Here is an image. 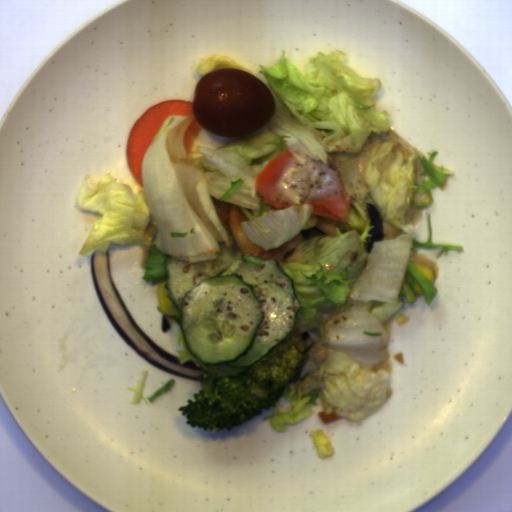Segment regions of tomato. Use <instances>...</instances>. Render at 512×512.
<instances>
[{
  "label": "tomato",
  "instance_id": "1",
  "mask_svg": "<svg viewBox=\"0 0 512 512\" xmlns=\"http://www.w3.org/2000/svg\"><path fill=\"white\" fill-rule=\"evenodd\" d=\"M193 117L200 126L225 136L248 135L271 122L277 109L270 89L255 74L222 67L194 87Z\"/></svg>",
  "mask_w": 512,
  "mask_h": 512
}]
</instances>
